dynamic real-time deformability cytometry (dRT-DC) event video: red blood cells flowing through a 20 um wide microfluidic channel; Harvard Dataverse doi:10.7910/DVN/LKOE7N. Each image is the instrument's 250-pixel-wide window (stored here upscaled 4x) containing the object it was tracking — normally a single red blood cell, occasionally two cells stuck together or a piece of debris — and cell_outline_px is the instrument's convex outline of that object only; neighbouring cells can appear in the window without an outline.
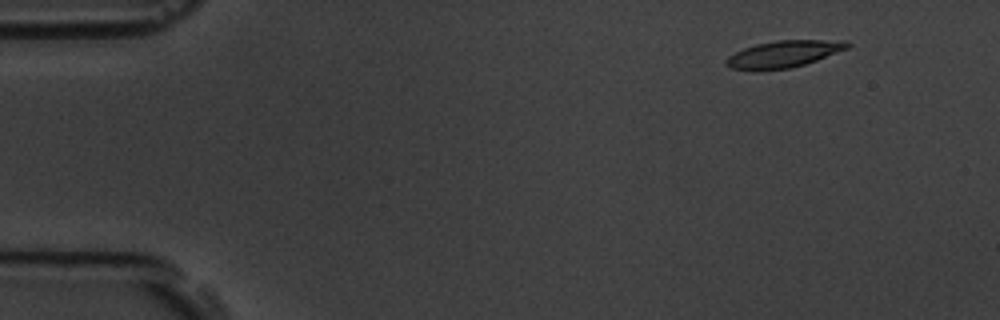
{"species": "common noctule bat (a hibernating species)", "species_latin": "Nyctalus noctula", "temperature_condition": "room temperature", "stored_images_in_passage": 5, "camera_frame_rate_fps": 3000, "um_per_image_px": 0.085, "animal": {"sex": "male", "body_mass_g": 19.5, "forearm_length_mm": 54.6}, "frame": {"image": 1, "passage_image": 2, "time_ms": 1.0, "image_size_px": [1000, 320], "cell_outline_px": [[852, 44], [848, 48], [816, 60], [804, 64], [788, 68], [756, 72], [752, 72], [732, 68], [724, 64], [728, 56], [744, 48], [756, 44], [776, 40], [844, 40]], "centroid_in_image_um": [66.57, 4.61], "position_along_channel_um": 18.4, "area_um2": 19.13}}
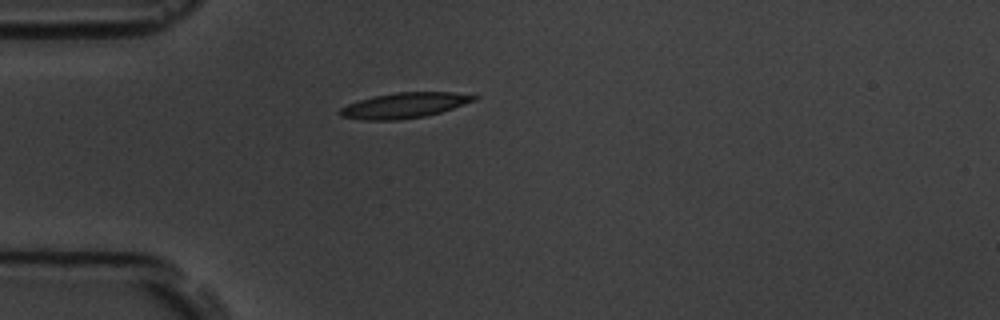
{"frame": {"image": 2, "passage_image": 5, "time_ms": 4.333, "image_size_px": [1000, 320], "cell_outline_px": [[480, 96], [476, 100], [440, 112], [424, 116], [400, 120], [364, 120], [340, 116], [336, 112], [340, 108], [348, 104], [372, 96], [396, 92], [452, 92]], "centroid_in_image_um": [34.33, 8.95], "position_along_channel_um": 50.7, "area_um2": 19.83}}